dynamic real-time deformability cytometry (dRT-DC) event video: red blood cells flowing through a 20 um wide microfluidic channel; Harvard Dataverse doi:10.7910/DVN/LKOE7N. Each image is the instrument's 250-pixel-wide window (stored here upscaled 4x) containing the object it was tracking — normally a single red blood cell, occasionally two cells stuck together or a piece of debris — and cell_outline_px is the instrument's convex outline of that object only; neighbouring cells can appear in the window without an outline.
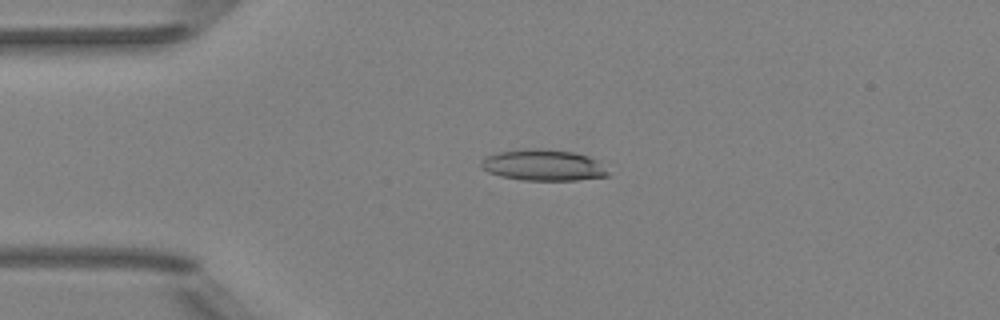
{"species": "Egyptian fruit bat (a non-hibernating species)", "species_latin": "Rousettus aegyptiacus", "temperature_condition": "room temperature", "stored_images_in_passage": 5, "camera_frame_rate_fps": 3000, "um_per_image_px": 0.085, "animal": {"sex": "female"}, "frame": {"image": 1, "passage_image": 3, "time_ms": 3.0, "image_size_px": [1000, 320], "cell_outline_px": [[608, 176], [576, 180], [524, 180], [500, 176], [488, 172], [480, 168], [480, 160], [488, 156], [500, 152], [528, 148], [544, 148], [572, 152], [588, 156], [596, 160], [608, 172]], "centroid_in_image_um": [46.13, 14.04], "position_along_channel_um": 38.9, "area_um2": 22.95}}
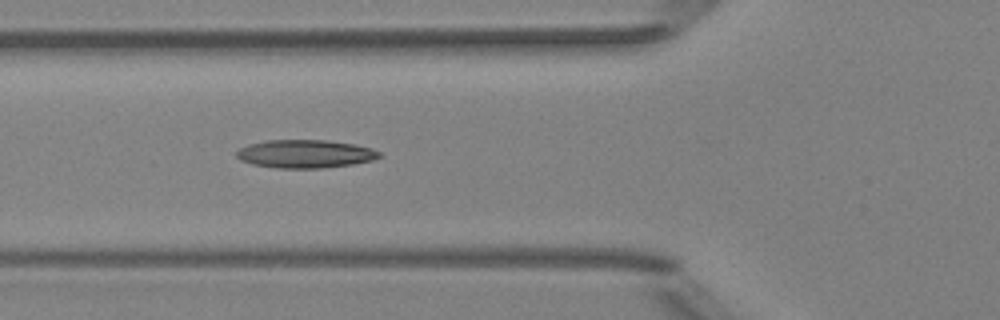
{"frame": {"image": 2, "passage_image": 5, "time_ms": 5.333, "image_size_px": [1000, 320], "cell_outline_px": [[380, 156], [372, 160], [352, 164], [324, 168], [276, 168], [252, 164], [240, 160], [236, 156], [236, 152], [240, 148], [248, 144], [268, 140], [324, 140], [356, 144], [372, 148], [380, 152]], "centroid_in_image_um": [25.93, 13.08], "position_along_channel_um": 99.9, "area_um2": 23.47}}